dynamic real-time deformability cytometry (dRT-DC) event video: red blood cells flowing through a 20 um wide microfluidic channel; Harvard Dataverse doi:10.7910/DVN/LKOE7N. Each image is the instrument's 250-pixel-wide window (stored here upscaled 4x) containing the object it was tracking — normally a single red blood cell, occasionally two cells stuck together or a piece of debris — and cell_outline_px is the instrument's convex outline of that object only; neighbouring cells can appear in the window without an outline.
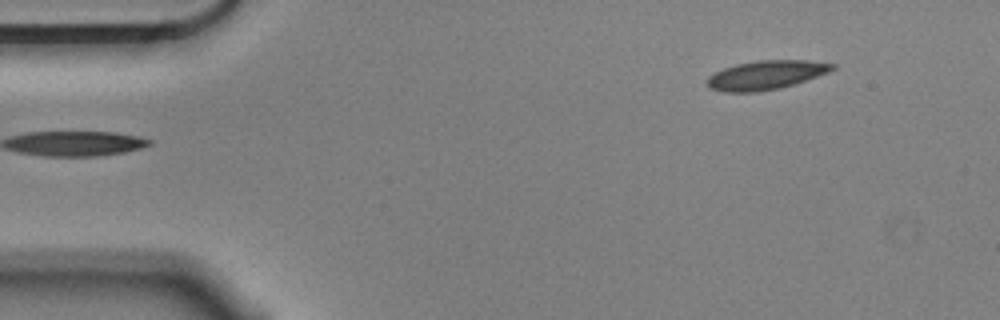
{"species": "Egyptian fruit bat (a non-hibernating species)", "species_latin": "Rousettus aegyptiacus", "temperature_condition": "cold", "stored_images_in_passage": 11, "camera_frame_rate_fps": 3000, "um_per_image_px": 0.085, "animal": {"sex": "male"}, "frame": {"image": 1, "passage_image": 1, "time_ms": 0.0, "image_size_px": [1000, 320], "cell_outline_px": [[836, 68], [828, 72], [780, 88], [756, 92], [724, 92], [708, 88], [704, 84], [708, 76], [724, 68], [736, 64], [756, 60], [808, 60], [836, 64]], "centroid_in_image_um": [65.05, 6.38], "position_along_channel_um": 20.0, "area_um2": 21.15}}
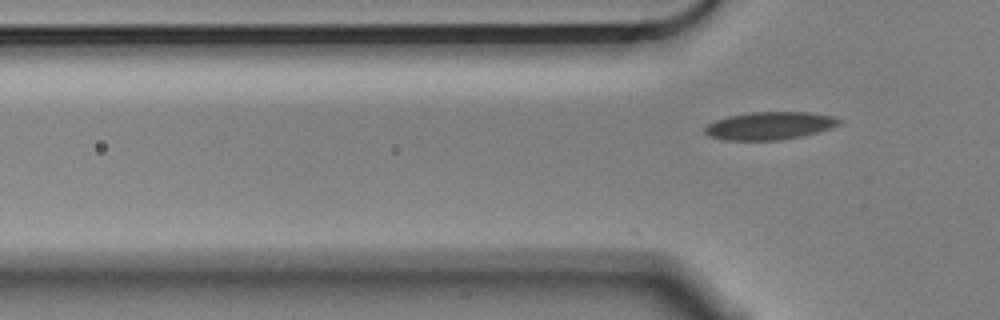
{"frame": {"image": 2, "passage_image": 11, "time_ms": 3.333, "image_size_px": [1000, 320], "cell_outline_px": [[844, 120], [840, 124], [816, 132], [800, 136], [780, 140], [724, 140], [708, 136], [704, 132], [704, 128], [708, 124], [716, 120], [728, 116], [752, 112], [812, 112], [836, 116]], "centroid_in_image_um": [65.43, 10.68], "position_along_channel_um": 60.4, "area_um2": 21.79}}